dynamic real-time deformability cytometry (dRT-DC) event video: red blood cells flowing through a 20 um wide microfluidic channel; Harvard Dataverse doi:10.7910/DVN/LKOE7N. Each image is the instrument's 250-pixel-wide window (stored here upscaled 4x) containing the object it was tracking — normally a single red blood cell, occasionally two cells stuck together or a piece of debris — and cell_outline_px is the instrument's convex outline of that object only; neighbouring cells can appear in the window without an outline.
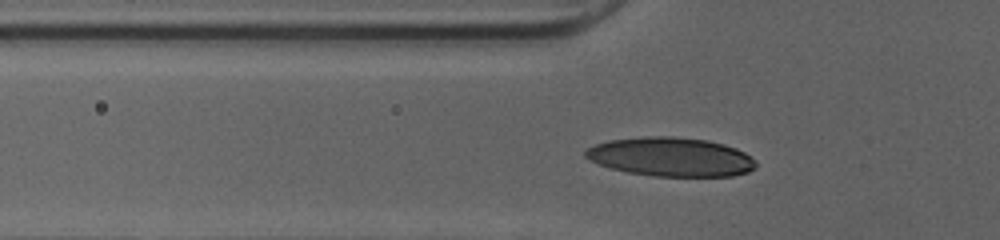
{"species": "human", "species_latin": "Homo sapiens", "temperature_condition": "cold", "stored_images_in_passage": 38, "camera_frame_rate_fps": 3000, "um_per_image_px": 0.085, "donor": {"sex": "female"}, "frame": {"image": 1, "passage_image": 13, "time_ms": 4.0, "image_size_px": [1000, 240], "cell_outline_px": [[756, 168], [748, 172], [732, 176], [656, 176], [628, 172], [612, 168], [600, 164], [584, 156], [584, 152], [588, 148], [596, 144], [612, 140], [648, 136], [672, 136], [704, 140], [724, 144], [736, 148], [744, 152], [756, 160]], "centroid_in_image_um": [57.07, 13.34], "position_along_channel_um": 68.7, "area_um2": 38.38}}
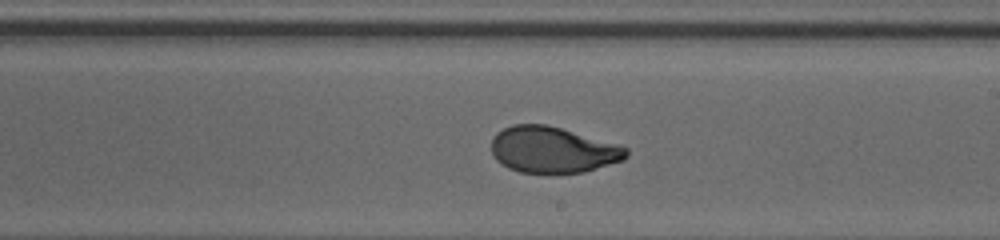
{"frame": {"image": 2, "passage_image": 26, "time_ms": 8.333, "image_size_px": [1000, 240], "cell_outline_px": [[628, 156], [624, 160], [584, 172], [520, 172], [508, 168], [500, 164], [496, 160], [492, 152], [492, 140], [496, 132], [512, 124], [548, 124], [620, 144], [628, 148]], "centroid_in_image_um": [47.0, 12.71], "position_along_channel_um": 242.0, "area_um2": 36.47}}
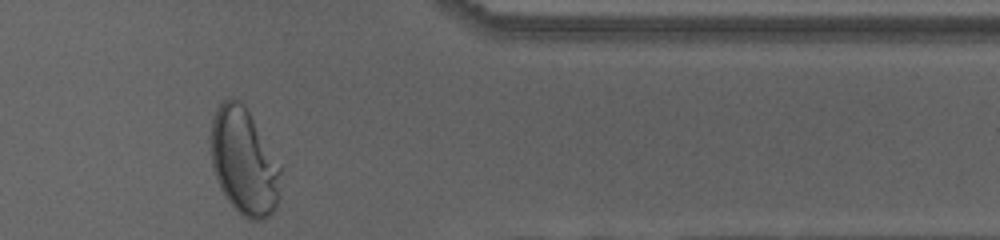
{"frame": {"image": 3, "passage_image": 38, "time_ms": 12.333, "image_size_px": [1000, 240], "cell_outline_px": [[280, 196], [276, 208], [268, 216], [260, 220], [248, 220], [224, 196], [220, 188], [212, 168], [208, 140], [208, 136], [212, 120], [216, 108], [220, 100], [228, 96], [240, 100], [244, 104], [280, 168]], "centroid_in_image_um": [20.67, 13.7], "position_along_channel_um": 390.7, "area_um2": 43.64}, "authors_computed_cell_mechanics": {"area_um2": 36.6741, "velocity_mm_per_s": 4.0325, "shape_relaxation_time_tau1_ms": 4.4061, "shape_relaxation_time_tau2_ms": null, "deformation_change_tau1": 0.2039, "deformation_change_tau2": null}}